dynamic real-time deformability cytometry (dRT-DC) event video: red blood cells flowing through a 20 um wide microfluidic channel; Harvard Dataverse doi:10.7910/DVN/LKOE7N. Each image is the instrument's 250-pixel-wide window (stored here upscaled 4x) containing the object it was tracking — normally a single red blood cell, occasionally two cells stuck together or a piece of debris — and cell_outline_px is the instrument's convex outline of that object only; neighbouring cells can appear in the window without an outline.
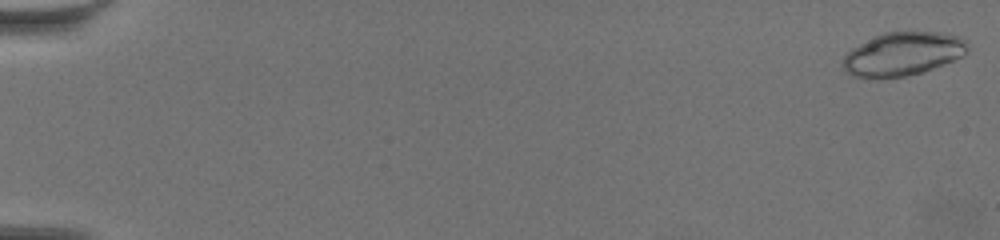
{"species": "common noctule bat (a hibernating species)", "species_latin": "Nyctalus noctula", "temperature_condition": "warm", "stored_images_in_passage": 61, "camera_frame_rate_fps": 3000, "um_per_image_px": 0.085, "animal": {"sex": "female", "body_mass_g": 19.5, "forearm_length_mm": 54.1}, "frame": {"image": 1, "passage_image": 1, "time_ms": 0.0, "image_size_px": [1000, 240], "cell_outline_px": [[968, 52], [964, 56], [932, 68], [920, 72], [904, 76], [856, 76], [848, 72], [840, 64], [844, 56], [852, 48], [884, 32], [944, 32], [960, 36], [968, 40]], "centroid_in_image_um": [76.81, 4.54], "position_along_channel_um": 8.2, "area_um2": 31.1}}